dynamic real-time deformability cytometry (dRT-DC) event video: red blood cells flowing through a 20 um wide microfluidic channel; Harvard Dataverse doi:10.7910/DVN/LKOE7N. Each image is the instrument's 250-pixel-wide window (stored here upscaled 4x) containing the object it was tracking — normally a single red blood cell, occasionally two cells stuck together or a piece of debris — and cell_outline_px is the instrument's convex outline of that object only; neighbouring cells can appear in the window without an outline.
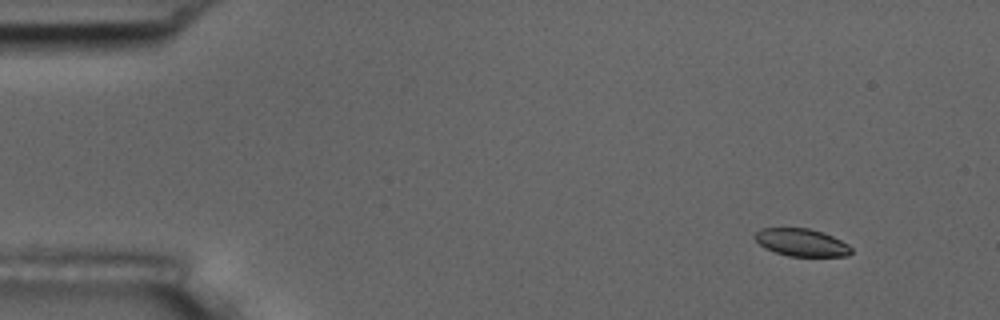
{"species": "common noctule bat (a hibernating species)", "species_latin": "Nyctalus noctula", "temperature_condition": "room temperature", "stored_images_in_passage": 5, "segment_of_instrument_passage": [1, 2], "camera_frame_rate_fps": 3000, "um_per_image_px": 0.085, "animal": {"sex": "male", "body_mass_g": 17.5, "forearm_length_mm": 52.3}, "frame": {"image": 1, "passage_image": 2, "time_ms": 1.0, "image_size_px": [1000, 320], "cell_outline_px": [[852, 252], [848, 256], [788, 256], [764, 248], [752, 236], [760, 228], [808, 228], [832, 236], [848, 244], [852, 248]], "centroid_in_image_um": [68.11, 20.61], "position_along_channel_um": 16.9, "area_um2": 15.43}}